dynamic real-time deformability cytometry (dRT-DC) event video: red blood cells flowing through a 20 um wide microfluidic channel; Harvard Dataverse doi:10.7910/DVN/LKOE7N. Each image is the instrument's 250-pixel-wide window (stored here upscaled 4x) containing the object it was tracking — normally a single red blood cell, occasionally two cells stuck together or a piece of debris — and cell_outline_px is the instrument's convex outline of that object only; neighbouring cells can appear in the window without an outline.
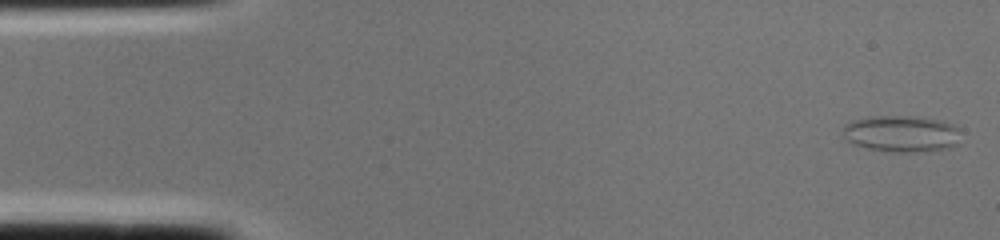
{"species": "common noctule bat (a hibernating species)", "species_latin": "Nyctalus noctula", "temperature_condition": "cold", "stored_images_in_passage": 3, "camera_frame_rate_fps": 3000, "um_per_image_px": 0.085, "animal": {"sex": "female", "body_mass_g": 22.0, "forearm_length_mm": 56.7}, "frame": {"image": 1, "passage_image": 1, "time_ms": 0.0, "image_size_px": [1000, 240], "cell_outline_px": [[960, 144], [952, 148], [916, 152], [896, 152], [868, 148], [852, 144], [848, 140], [844, 132], [844, 124], [852, 120], [868, 116], [912, 116], [944, 120], [952, 124], [956, 128]], "centroid_in_image_um": [76.65, 11.36], "position_along_channel_um": 8.4, "area_um2": 25.2}}
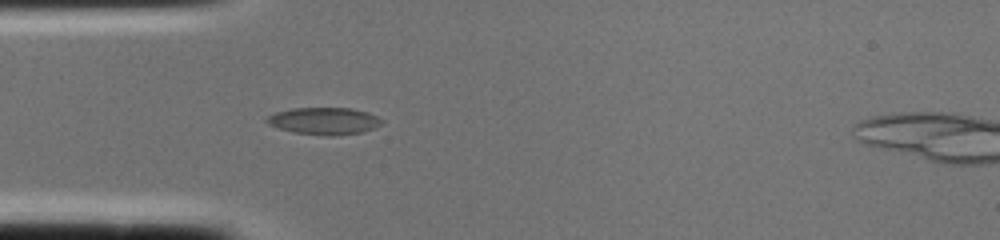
{"frame": {"image": 2, "passage_image": 2, "time_ms": 0.333, "image_size_px": [1000, 240], "cell_outline_px": [[384, 124], [364, 132], [332, 136], [324, 136], [292, 132], [268, 124], [264, 120], [268, 116], [276, 112], [292, 108], [352, 108], [368, 112], [384, 120]], "centroid_in_image_um": [27.59, 10.29], "position_along_channel_um": 57.4, "area_um2": 18.38}}